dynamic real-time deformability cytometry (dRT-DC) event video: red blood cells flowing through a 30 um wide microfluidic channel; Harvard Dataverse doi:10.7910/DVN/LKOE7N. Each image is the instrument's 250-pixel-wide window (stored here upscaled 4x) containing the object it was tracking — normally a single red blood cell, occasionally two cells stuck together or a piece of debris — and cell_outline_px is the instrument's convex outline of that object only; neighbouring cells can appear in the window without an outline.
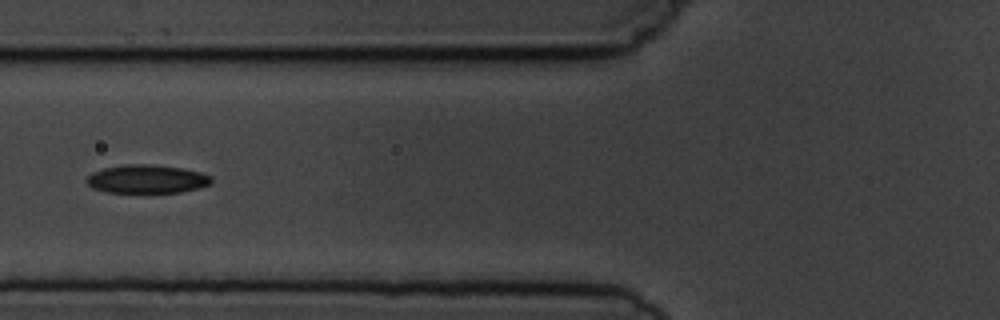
{"species": "common noctule bat (a hibernating species)", "species_latin": "Nyctalus noctula", "temperature_condition": "cold", "stored_images_in_passage": 7, "camera_frame_rate_fps": 3000, "um_per_image_px": 0.085, "animal": {"sex": "male", "body_mass_g": 19.5, "forearm_length_mm": 54.6}, "frame": {"image": 1, "passage_image": 6, "time_ms": 5.667, "image_size_px": [1000, 320], "cell_outline_px": [[212, 184], [200, 188], [180, 192], [148, 196], [104, 192], [92, 188], [84, 180], [92, 172], [104, 168], [124, 164], [152, 164], [184, 168], [200, 172], [212, 176]], "centroid_in_image_um": [12.48, 15.27], "position_along_channel_um": 113.3, "area_um2": 22.02}}
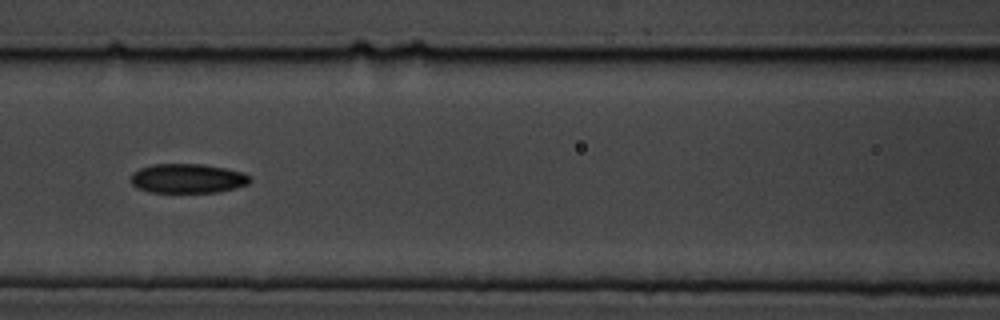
{"frame": {"image": 2, "passage_image": 7, "time_ms": 6.667, "image_size_px": [1000, 320], "cell_outline_px": [[252, 180], [248, 184], [236, 188], [220, 192], [148, 192], [136, 188], [132, 184], [132, 172], [140, 168], [152, 164], [200, 164], [224, 168], [244, 172], [252, 176]], "centroid_in_image_um": [15.98, 15.17], "position_along_channel_um": 150.6, "area_um2": 20.58}}